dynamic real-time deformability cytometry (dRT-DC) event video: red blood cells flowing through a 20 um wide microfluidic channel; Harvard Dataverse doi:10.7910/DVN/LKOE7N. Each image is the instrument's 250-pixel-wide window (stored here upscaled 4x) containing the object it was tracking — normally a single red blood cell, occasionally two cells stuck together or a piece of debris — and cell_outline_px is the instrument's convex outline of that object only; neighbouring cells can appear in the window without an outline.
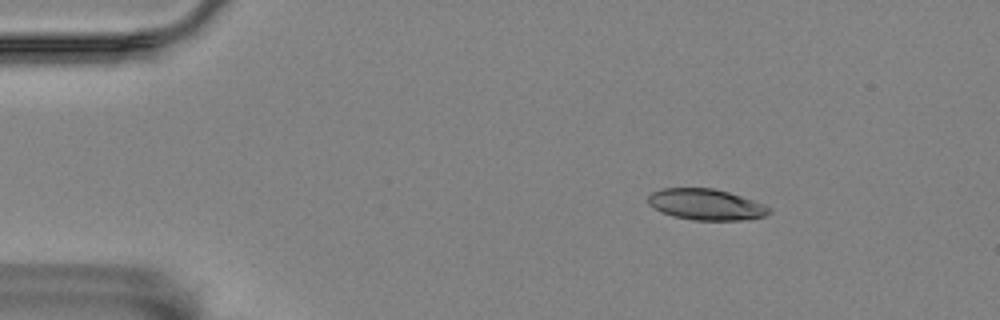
{"species": "Egyptian fruit bat (a non-hibernating species)", "species_latin": "Rousettus aegyptiacus", "temperature_condition": "room temperature", "stored_images_in_passage": 22, "camera_frame_rate_fps": 3000, "um_per_image_px": 0.085, "animal": {"sex": "female"}, "frame": {"image": 1, "passage_image": 3, "time_ms": 0.667, "image_size_px": [1000, 320], "cell_outline_px": [[772, 212], [764, 216], [740, 220], [692, 220], [672, 216], [660, 212], [648, 204], [648, 196], [652, 192], [664, 188], [712, 188], [728, 192], [752, 200], [772, 208]], "centroid_in_image_um": [59.98, 17.39], "position_along_channel_um": 25.0, "area_um2": 21.85}}
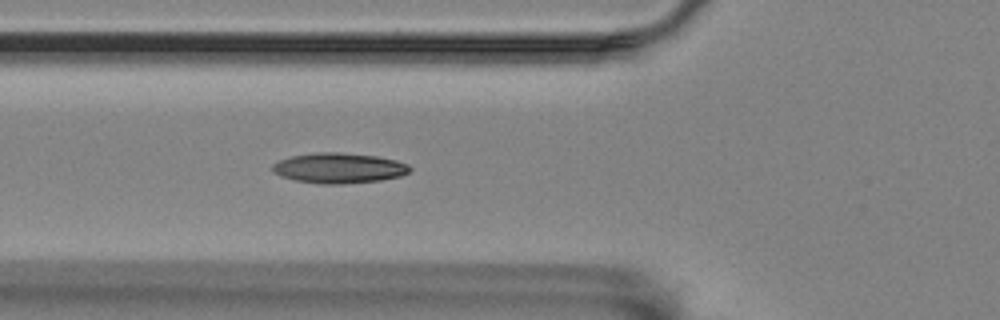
{"frame": {"image": 2, "passage_image": 15, "time_ms": 4.667, "image_size_px": [1000, 320], "cell_outline_px": [[412, 168], [408, 172], [400, 176], [380, 180], [344, 184], [320, 184], [296, 180], [280, 176], [272, 172], [272, 164], [280, 160], [292, 156], [316, 152], [340, 152], [376, 156], [396, 160], [408, 164]], "centroid_in_image_um": [28.8, 14.28], "position_along_channel_um": 97.0, "area_um2": 24.28}}
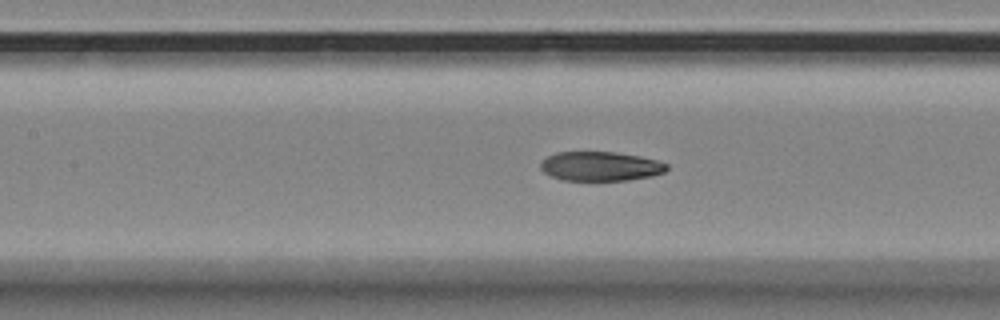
{"frame": {"image": 3, "passage_image": 20, "time_ms": 6.333, "image_size_px": [1000, 320], "cell_outline_px": [[668, 168], [664, 172], [652, 176], [628, 180], [564, 180], [552, 176], [544, 172], [540, 168], [540, 164], [548, 156], [556, 152], [616, 152], [640, 156], [656, 160], [668, 164]], "centroid_in_image_um": [51.06, 14.13], "position_along_channel_um": 156.3, "area_um2": 21.44}}